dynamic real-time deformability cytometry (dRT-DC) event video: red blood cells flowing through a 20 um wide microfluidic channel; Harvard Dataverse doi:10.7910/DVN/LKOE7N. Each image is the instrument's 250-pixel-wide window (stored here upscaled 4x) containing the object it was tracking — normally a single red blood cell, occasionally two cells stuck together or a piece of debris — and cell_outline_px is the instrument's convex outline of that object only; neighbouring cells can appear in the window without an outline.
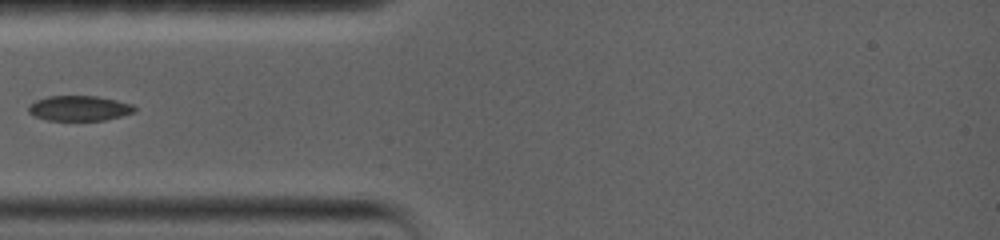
{"species": "common noctule bat (a hibernating species)", "species_latin": "Nyctalus noctula", "temperature_condition": "warm", "stored_images_in_passage": 29, "camera_frame_rate_fps": 5000, "um_per_image_px": 0.085, "animal": {"sex": "female", "body_mass_g": 19.0, "forearm_length_mm": 56.7}, "frame": {"image": 1, "passage_image": 1, "time_ms": 0.0, "image_size_px": [1000, 240], "cell_outline_px": [[136, 112], [104, 120], [48, 120], [36, 116], [28, 112], [28, 104], [36, 100], [48, 96], [96, 96], [116, 100], [132, 104], [136, 108]], "centroid_in_image_um": [6.73, 9.19], "position_along_channel_um": 78.3, "area_um2": 15.49}}
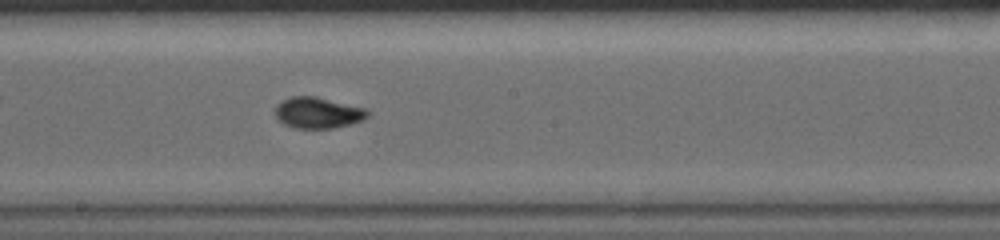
{"frame": {"image": 2, "passage_image": 9, "time_ms": 3.8, "image_size_px": [1000, 240], "cell_outline_px": [[368, 116], [364, 120], [352, 124], [332, 128], [296, 128], [284, 124], [276, 116], [276, 104], [280, 100], [292, 96], [316, 96], [368, 108]], "centroid_in_image_um": [27.05, 9.57], "position_along_channel_um": 221.1, "area_um2": 16.94}}
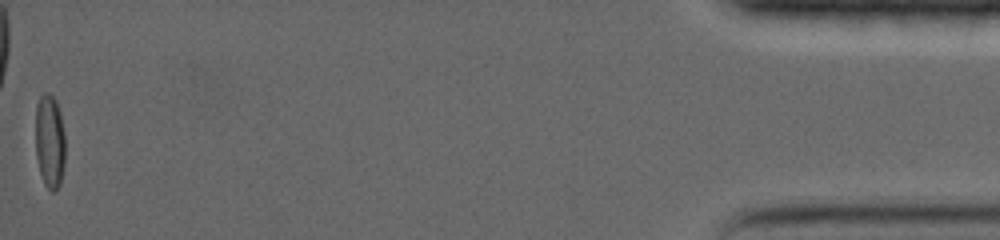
{"frame": {"image": 3, "passage_image": 29, "time_ms": 13.0, "image_size_px": [1000, 240], "cell_outline_px": [[64, 164], [60, 184], [52, 192], [44, 184], [40, 172], [36, 156], [36, 104], [40, 96], [44, 92], [48, 92], [56, 100], [60, 112], [64, 132]], "centroid_in_image_um": [4.22, 11.98], "position_along_channel_um": 431.0, "area_um2": 16.24}}